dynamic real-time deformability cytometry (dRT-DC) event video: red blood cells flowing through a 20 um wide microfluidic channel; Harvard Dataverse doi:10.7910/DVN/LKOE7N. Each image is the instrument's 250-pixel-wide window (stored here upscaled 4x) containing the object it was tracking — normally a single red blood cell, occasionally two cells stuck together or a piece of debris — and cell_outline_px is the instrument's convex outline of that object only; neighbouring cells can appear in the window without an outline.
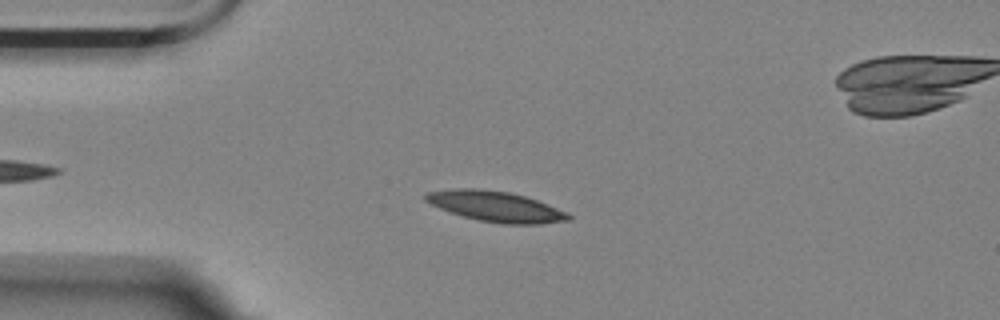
{"species": "Egyptian fruit bat (a non-hibernating species)", "species_latin": "Rousettus aegyptiacus", "temperature_condition": "room temperature", "stored_images_in_passage": 48, "camera_frame_rate_fps": 3000, "um_per_image_px": 0.085, "animal": {"sex": "female"}, "frame": {"image": 1, "passage_image": 10, "time_ms": 3.0, "image_size_px": [1000, 320], "cell_outline_px": [[572, 216], [568, 220], [540, 224], [504, 224], [480, 220], [464, 216], [440, 208], [424, 200], [424, 196], [428, 192], [452, 188], [480, 188], [508, 192], [524, 196], [536, 200], [568, 212]], "centroid_in_image_um": [42.14, 17.54], "position_along_channel_um": 42.9, "area_um2": 25.09}}
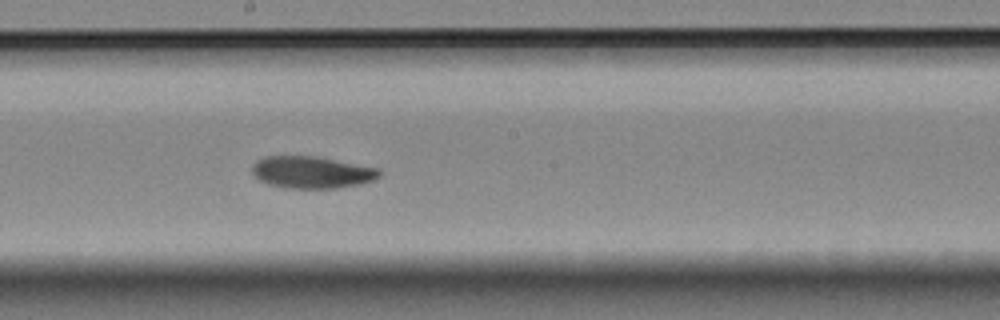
{"frame": {"image": 2, "passage_image": 27, "time_ms": 8.667, "image_size_px": [1000, 320], "cell_outline_px": [[380, 176], [372, 180], [360, 184], [336, 188], [288, 188], [268, 184], [260, 180], [252, 172], [252, 164], [256, 160], [264, 156], [316, 156], [380, 168]], "centroid_in_image_um": [26.49, 14.63], "position_along_channel_um": 221.7, "area_um2": 23.76}}
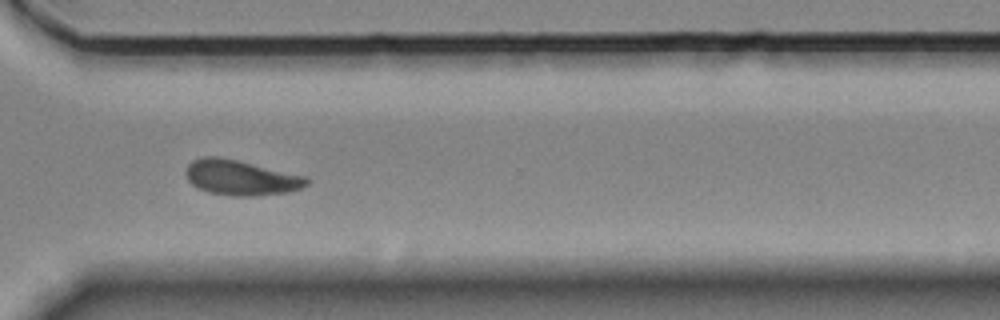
{"frame": {"image": 3, "passage_image": 38, "time_ms": 12.333, "image_size_px": [1000, 320], "cell_outline_px": [[312, 180], [308, 184], [300, 188], [288, 192], [252, 196], [232, 196], [208, 192], [196, 188], [188, 180], [184, 172], [188, 164], [192, 160], [204, 156], [216, 156], [236, 160], [308, 176]], "centroid_in_image_um": [20.47, 15.1], "position_along_channel_um": 350.1, "area_um2": 24.97}, "authors_computed_cell_mechanics": {"area_um2": 23.7847, "velocity_mm_per_s": 3.503, "shape_relaxation_time_tau1_ms": 7.235, "shape_relaxation_time_tau2_ms": null, "deformation_change_tau1": 0.1683, "deformation_change_tau2": null}}